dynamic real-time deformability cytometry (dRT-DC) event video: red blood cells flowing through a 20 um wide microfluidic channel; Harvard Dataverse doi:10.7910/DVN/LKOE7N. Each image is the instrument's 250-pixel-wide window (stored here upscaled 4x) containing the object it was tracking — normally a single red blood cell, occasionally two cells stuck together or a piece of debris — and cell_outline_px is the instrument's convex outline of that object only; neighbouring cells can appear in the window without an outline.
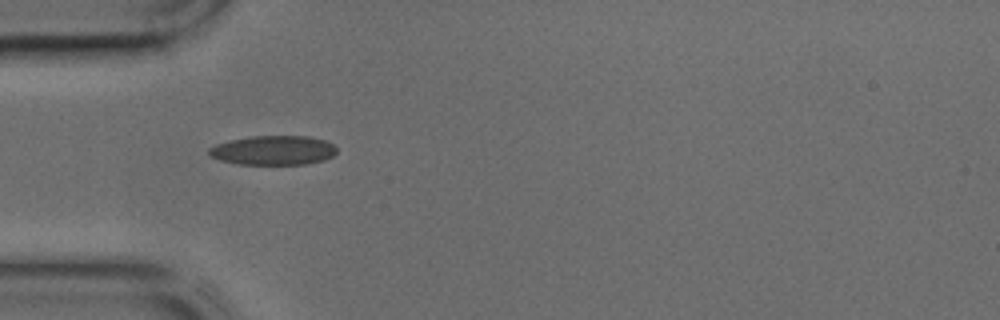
{"species": "common noctule bat (a hibernating species)", "species_latin": "Nyctalus noctula", "temperature_condition": "cold", "stored_images_in_passage": 28, "camera_frame_rate_fps": 3000, "um_per_image_px": 0.085, "animal": {"sex": "male", "body_mass_g": 17.9, "forearm_length_mm": 54.2}, "frame": {"image": 1, "passage_image": 1, "time_ms": 0.0, "image_size_px": [1000, 320], "cell_outline_px": [[336, 152], [332, 156], [324, 160], [304, 164], [240, 164], [220, 160], [212, 156], [208, 152], [208, 148], [216, 144], [228, 140], [252, 136], [308, 136], [324, 140], [332, 144], [336, 148]], "centroid_in_image_um": [23.22, 12.77], "position_along_channel_um": 61.8, "area_um2": 21.73}}
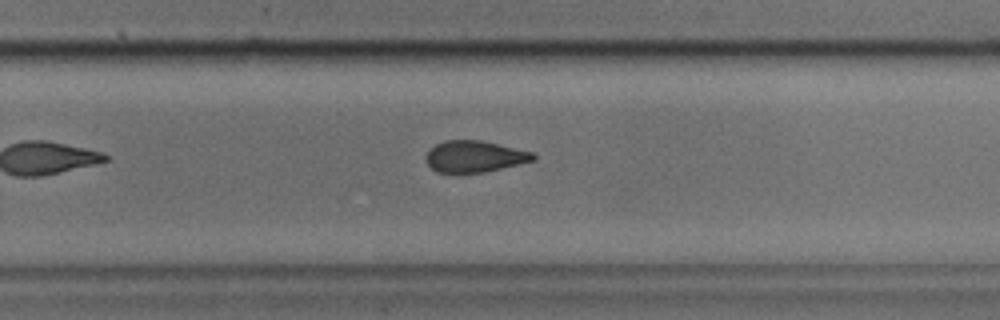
{"frame": {"image": 2, "passage_image": 16, "time_ms": 5.0, "image_size_px": [1000, 320], "cell_outline_px": [[536, 160], [484, 172], [456, 176], [436, 172], [428, 164], [428, 152], [436, 144], [444, 140], [480, 140], [532, 152], [536, 156]], "centroid_in_image_um": [40.32, 13.34], "position_along_channel_um": 289.5, "area_um2": 19.94}}